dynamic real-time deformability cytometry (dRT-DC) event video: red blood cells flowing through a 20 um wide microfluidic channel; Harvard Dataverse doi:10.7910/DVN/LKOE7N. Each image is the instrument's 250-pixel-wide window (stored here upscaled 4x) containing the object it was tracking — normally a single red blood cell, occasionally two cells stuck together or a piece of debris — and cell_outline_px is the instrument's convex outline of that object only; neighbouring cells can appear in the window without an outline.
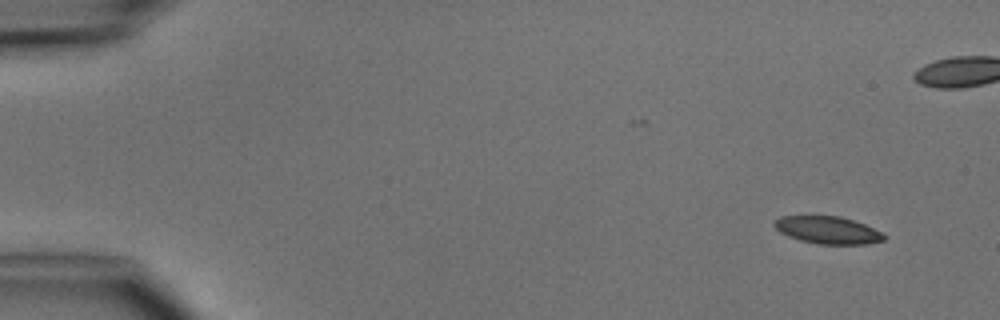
{"species": "common noctule bat (a hibernating species)", "species_latin": "Nyctalus noctula", "temperature_condition": "cold", "stored_images_in_passage": 5, "camera_frame_rate_fps": 3000, "um_per_image_px": 0.085, "animal": {"sex": "male", "body_mass_g": 15.6}, "frame": {"image": 1, "passage_image": 1, "time_ms": 0.0, "image_size_px": [1000, 320], "cell_outline_px": [[888, 236], [884, 240], [868, 244], [816, 244], [800, 240], [788, 236], [780, 232], [772, 224], [772, 220], [780, 216], [840, 216], [864, 224], [884, 232]], "centroid_in_image_um": [70.37, 19.56], "position_along_channel_um": 14.6, "area_um2": 17.74}}